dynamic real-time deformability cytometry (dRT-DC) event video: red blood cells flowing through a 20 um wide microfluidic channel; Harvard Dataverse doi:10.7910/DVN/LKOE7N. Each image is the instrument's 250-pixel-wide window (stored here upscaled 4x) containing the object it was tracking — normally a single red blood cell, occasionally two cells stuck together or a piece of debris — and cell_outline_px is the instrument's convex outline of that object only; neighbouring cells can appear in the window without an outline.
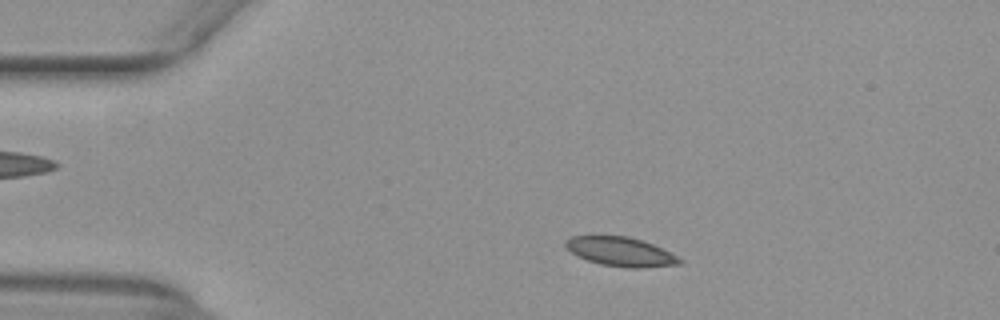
{"species": "common noctule bat (a hibernating species)", "species_latin": "Nyctalus noctula", "temperature_condition": "warm", "stored_images_in_passage": 50, "segment_of_instrument_passage": [1, 2], "camera_frame_rate_fps": 3000, "um_per_image_px": 0.085, "animal": {"sex": "female", "body_mass_g": 29.2, "forearm_length_mm": 56.3}, "frame": {"image": 1, "passage_image": 7, "time_ms": 2.0, "image_size_px": [1000, 320], "cell_outline_px": [[684, 260], [680, 264], [644, 268], [624, 268], [600, 264], [576, 256], [564, 244], [564, 240], [568, 236], [628, 236], [652, 244]], "centroid_in_image_um": [52.72, 21.4], "position_along_channel_um": 32.3, "area_um2": 19.31}}
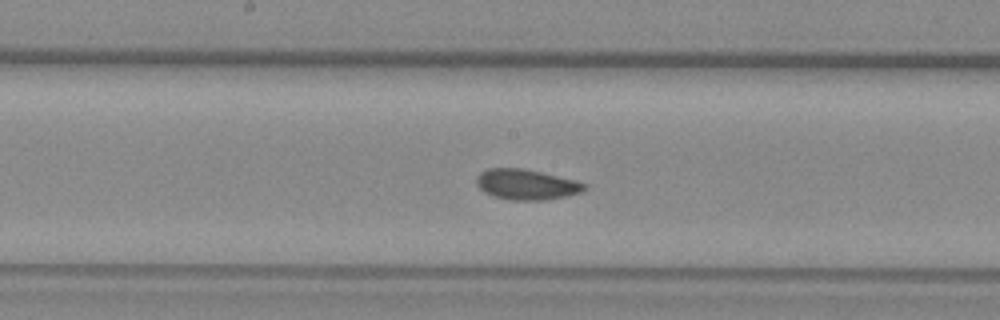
{"frame": {"image": 2, "passage_image": 24, "time_ms": 7.667, "image_size_px": [1000, 320], "cell_outline_px": [[588, 188], [580, 192], [564, 196], [544, 200], [512, 200], [492, 196], [484, 192], [476, 184], [476, 176], [480, 172], [488, 168], [524, 168], [576, 180], [588, 184]], "centroid_in_image_um": [44.73, 15.67], "position_along_channel_um": 203.5, "area_um2": 19.25}}
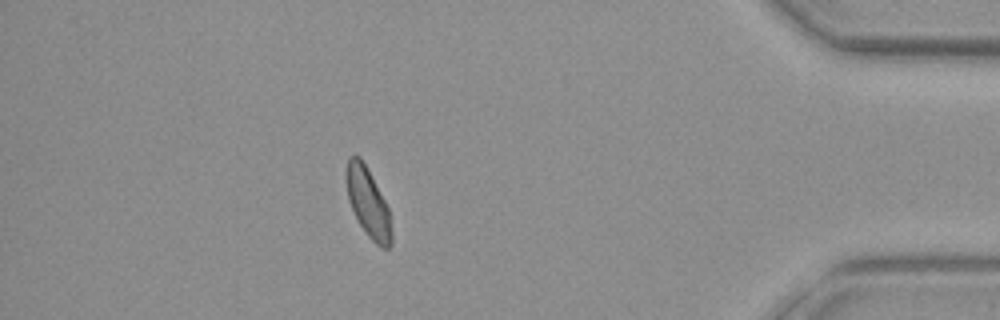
{"frame": {"image": 3, "passage_image": 43, "time_ms": 14.0, "image_size_px": [1000, 320], "cell_outline_px": [[392, 244], [388, 248], [380, 248], [368, 236], [360, 224], [348, 200], [348, 156], [360, 156], [368, 168], [388, 208], [392, 232]], "centroid_in_image_um": [31.33, 17.27], "position_along_channel_um": 403.9, "area_um2": 17.69}}